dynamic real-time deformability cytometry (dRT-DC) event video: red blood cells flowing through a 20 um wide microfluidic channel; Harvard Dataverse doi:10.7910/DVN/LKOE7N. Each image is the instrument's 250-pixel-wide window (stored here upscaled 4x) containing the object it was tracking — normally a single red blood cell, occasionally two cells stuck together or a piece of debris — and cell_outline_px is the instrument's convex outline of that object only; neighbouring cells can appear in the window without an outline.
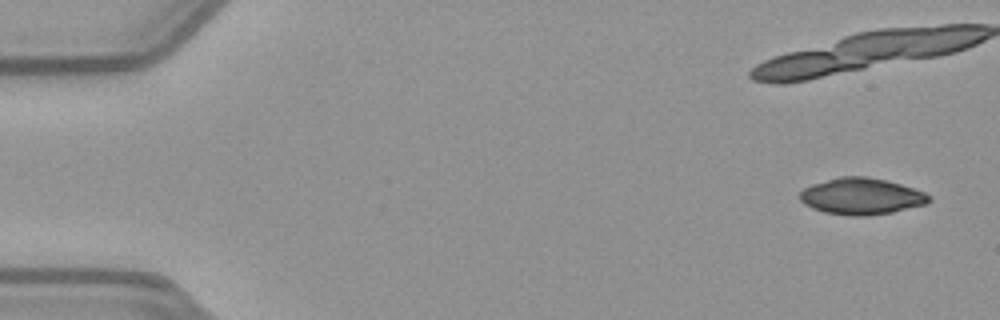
{"species": "common noctule bat (a hibernating species)", "species_latin": "Nyctalus noctula", "temperature_condition": "warm", "stored_images_in_passage": 42, "camera_frame_rate_fps": 3000, "um_per_image_px": 0.085, "animal": {"sex": "female", "body_mass_g": 21.9}, "frame": {"image": 1, "passage_image": 1, "time_ms": 0.0, "image_size_px": [1000, 320], "cell_outline_px": [[932, 200], [928, 204], [892, 212], [868, 216], [852, 216], [824, 212], [812, 208], [804, 204], [800, 200], [800, 192], [804, 188], [812, 184], [840, 176], [868, 176], [888, 180], [924, 192], [932, 196]], "centroid_in_image_um": [73.25, 16.68], "position_along_channel_um": 11.8, "area_um2": 27.69}}